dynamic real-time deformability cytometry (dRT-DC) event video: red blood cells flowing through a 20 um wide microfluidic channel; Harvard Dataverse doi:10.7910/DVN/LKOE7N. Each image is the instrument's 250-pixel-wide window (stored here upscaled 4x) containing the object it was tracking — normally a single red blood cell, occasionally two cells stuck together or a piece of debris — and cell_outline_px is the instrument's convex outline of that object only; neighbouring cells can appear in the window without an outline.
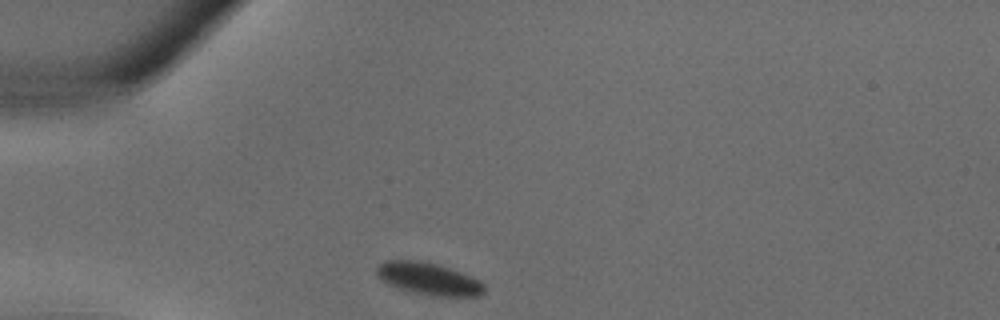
{"species": "common noctule bat (a hibernating species)", "species_latin": "Nyctalus noctula", "temperature_condition": "warm", "stored_images_in_passage": 27, "camera_frame_rate_fps": 3000, "um_per_image_px": 0.085, "animal": {"sex": "male", "body_mass_g": 18.8}, "frame": {"image": 1, "passage_image": 1, "time_ms": 0.0, "image_size_px": [1000, 320], "cell_outline_px": [[484, 292], [480, 296], [428, 296], [400, 288], [388, 284], [376, 272], [376, 268], [384, 260], [416, 260], [436, 264], [472, 276], [480, 280], [484, 284]], "centroid_in_image_um": [36.47, 23.7], "position_along_channel_um": 48.5, "area_um2": 20.0}}
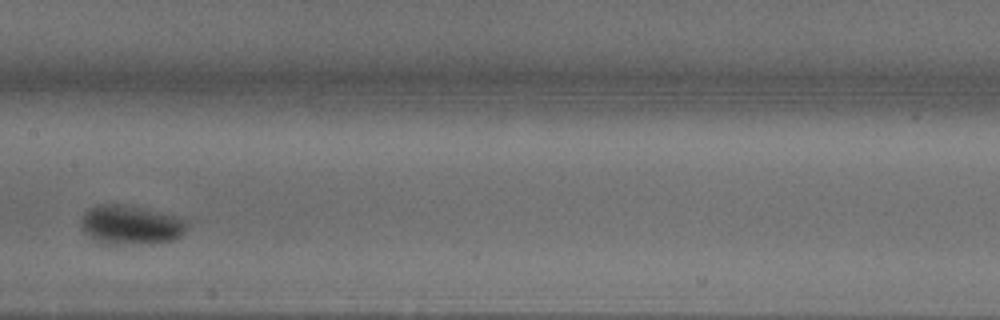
{"frame": {"image": 2, "passage_image": 10, "time_ms": 3.0, "image_size_px": [1000, 320], "cell_outline_px": [[188, 224], [184, 232], [176, 240], [140, 244], [104, 244], [88, 236], [84, 232], [80, 224], [80, 216], [88, 208], [96, 204], [124, 204], [144, 208], [176, 216], [184, 220]], "centroid_in_image_um": [11.06, 19.11], "position_along_channel_um": 196.3, "area_um2": 24.51}}
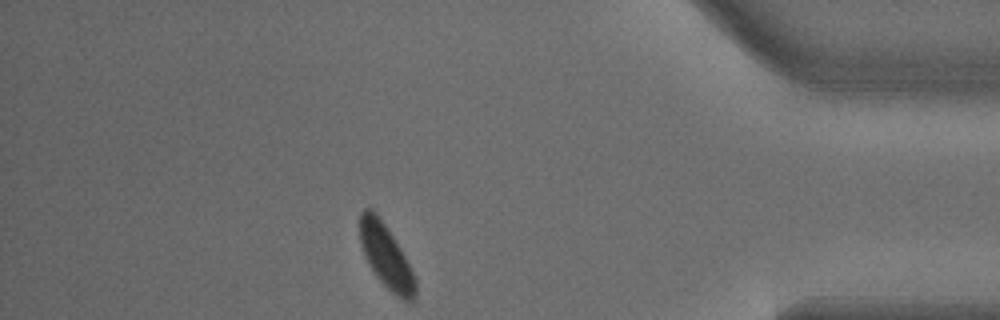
{"frame": {"image": 3, "passage_image": 23, "time_ms": 7.333, "image_size_px": [1000, 320], "cell_outline_px": [[416, 296], [412, 300], [404, 300], [396, 296], [376, 276], [368, 264], [364, 256], [360, 244], [360, 212], [364, 208], [372, 208], [376, 212], [400, 248], [416, 280]], "centroid_in_image_um": [32.78, 21.77], "position_along_channel_um": 402.4, "area_um2": 20.29}}